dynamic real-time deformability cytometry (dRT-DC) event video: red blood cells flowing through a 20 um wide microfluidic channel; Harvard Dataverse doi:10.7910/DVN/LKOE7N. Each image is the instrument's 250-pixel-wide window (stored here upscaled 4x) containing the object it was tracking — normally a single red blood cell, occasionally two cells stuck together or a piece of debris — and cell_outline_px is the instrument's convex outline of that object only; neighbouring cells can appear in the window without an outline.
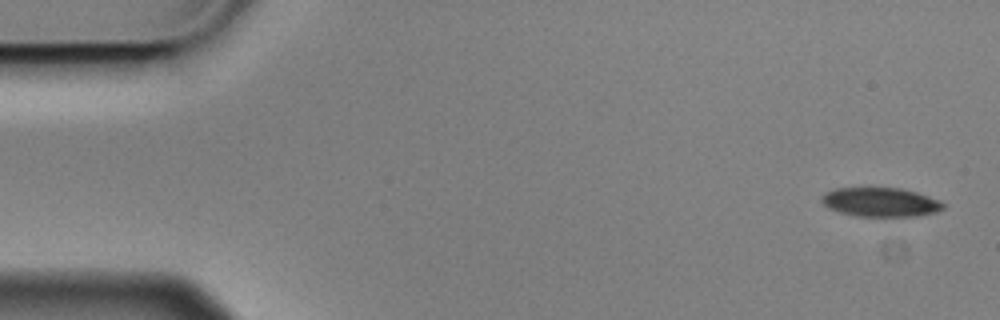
{"species": "Egyptian fruit bat (a non-hibernating species)", "species_latin": "Rousettus aegyptiacus", "temperature_condition": "cold", "stored_images_in_passage": 5, "camera_frame_rate_fps": 3000, "um_per_image_px": 0.085, "animal": {"sex": "male"}, "frame": {"image": 1, "passage_image": 1, "time_ms": 0.0, "image_size_px": [1000, 320], "cell_outline_px": [[944, 208], [936, 212], [916, 216], [860, 216], [840, 212], [828, 208], [820, 200], [824, 192], [836, 188], [900, 188], [916, 192], [940, 200], [944, 204]], "centroid_in_image_um": [74.84, 17.18], "position_along_channel_um": 10.2, "area_um2": 20.52}}